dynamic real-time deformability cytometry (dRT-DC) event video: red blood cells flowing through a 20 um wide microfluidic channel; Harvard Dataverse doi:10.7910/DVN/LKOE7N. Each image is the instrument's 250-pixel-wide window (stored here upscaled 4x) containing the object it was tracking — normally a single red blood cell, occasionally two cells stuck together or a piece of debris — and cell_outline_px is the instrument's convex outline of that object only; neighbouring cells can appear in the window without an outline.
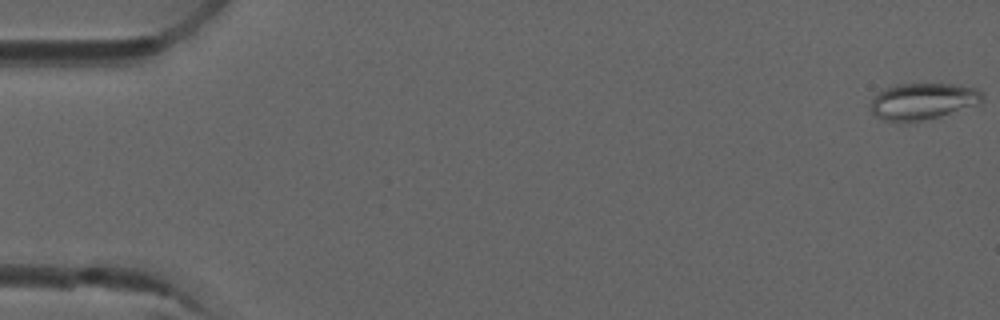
{"species": "common noctule bat (a hibernating species)", "species_latin": "Nyctalus noctula", "temperature_condition": "room temperature", "stored_images_in_passage": 4, "camera_frame_rate_fps": 3000, "um_per_image_px": 0.085, "animal": {"sex": "male", "forearm_length_mm": 52.5}, "frame": {"image": 1, "passage_image": 1, "time_ms": 0.0, "image_size_px": [1000, 320], "cell_outline_px": [[984, 100], [976, 104], [940, 116], [920, 120], [884, 120], [876, 116], [872, 112], [872, 100], [884, 88], [896, 84], [952, 84], [976, 88], [984, 92]], "centroid_in_image_um": [78.48, 8.57], "position_along_channel_um": 6.5, "area_um2": 23.18}}